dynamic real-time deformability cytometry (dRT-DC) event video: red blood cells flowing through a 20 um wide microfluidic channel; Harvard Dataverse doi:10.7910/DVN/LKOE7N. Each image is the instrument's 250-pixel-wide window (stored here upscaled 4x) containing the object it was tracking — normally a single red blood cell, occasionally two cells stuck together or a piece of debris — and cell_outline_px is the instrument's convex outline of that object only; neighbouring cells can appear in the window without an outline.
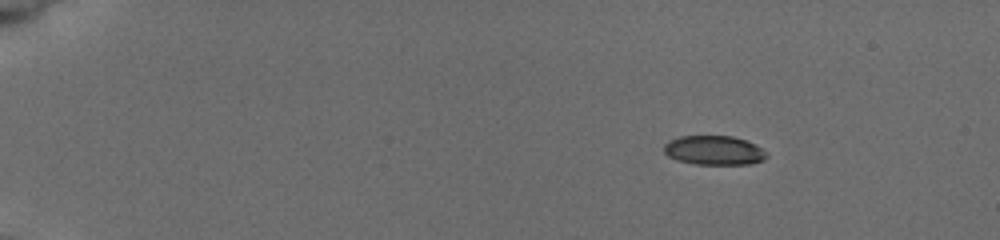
{"species": "common noctule bat (a hibernating species)", "species_latin": "Nyctalus noctula", "temperature_condition": "cold", "stored_images_in_passage": 9, "camera_frame_rate_fps": 3000, "um_per_image_px": 0.085, "animal": {"sex": "female", "body_mass_g": 19.5, "forearm_length_mm": 54.1}, "frame": {"image": 1, "passage_image": 1, "time_ms": 0.0, "image_size_px": [1000, 240], "cell_outline_px": [[768, 156], [764, 160], [752, 164], [696, 164], [676, 160], [668, 156], [664, 152], [664, 144], [668, 140], [680, 136], [732, 136], [756, 144]], "centroid_in_image_um": [60.67, 12.78], "position_along_channel_um": 24.3, "area_um2": 17.51}}
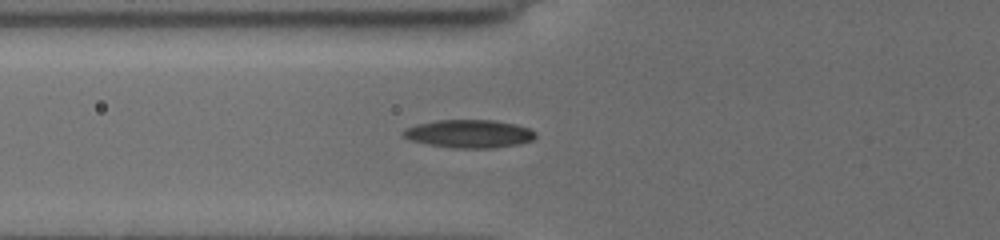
{"frame": {"image": 2, "passage_image": 6, "time_ms": 4.667, "image_size_px": [1000, 240], "cell_outline_px": [[536, 136], [532, 140], [516, 144], [492, 148], [452, 148], [428, 144], [412, 140], [404, 136], [404, 128], [416, 124], [436, 120], [492, 120], [516, 124], [528, 128], [536, 132]], "centroid_in_image_um": [39.88, 11.36], "position_along_channel_um": 85.9, "area_um2": 21.5}}
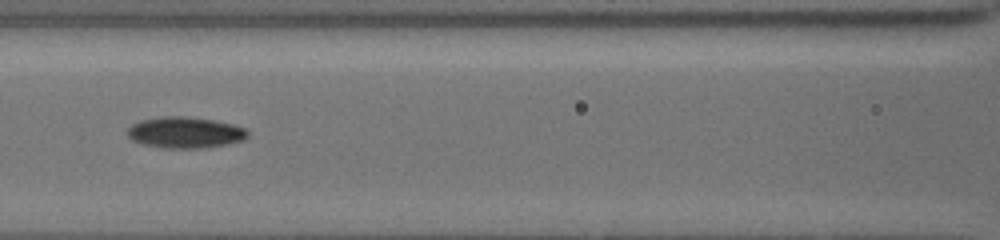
{"frame": {"image": 3, "passage_image": 8, "time_ms": 6.333, "image_size_px": [1000, 240], "cell_outline_px": [[248, 136], [244, 140], [228, 144], [208, 148], [160, 148], [140, 144], [132, 140], [128, 136], [128, 128], [132, 124], [144, 120], [160, 116], [184, 116], [212, 120], [232, 124], [244, 128], [248, 132]], "centroid_in_image_um": [15.73, 11.28], "position_along_channel_um": 150.9, "area_um2": 21.96}}